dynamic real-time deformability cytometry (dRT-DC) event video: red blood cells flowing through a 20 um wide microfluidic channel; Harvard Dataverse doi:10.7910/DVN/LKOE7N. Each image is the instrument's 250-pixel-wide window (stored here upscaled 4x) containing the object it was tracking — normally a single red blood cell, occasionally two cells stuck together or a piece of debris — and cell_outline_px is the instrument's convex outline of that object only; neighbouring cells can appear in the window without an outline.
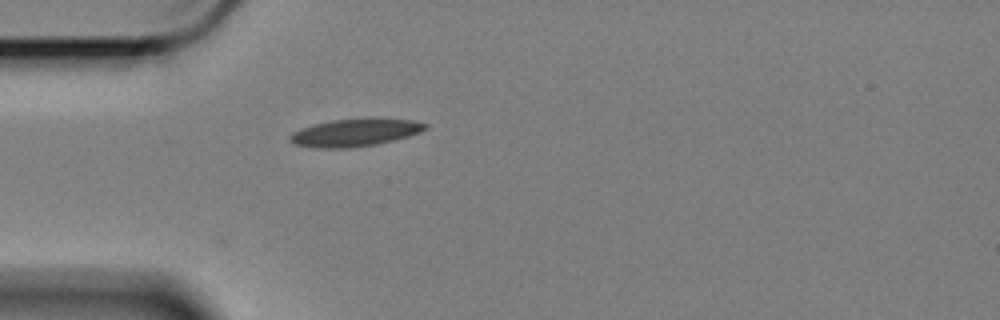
{"species": "Egyptian fruit bat (a non-hibernating species)", "species_latin": "Rousettus aegyptiacus", "temperature_condition": "cold", "stored_images_in_passage": 34, "camera_frame_rate_fps": 3000, "um_per_image_px": 0.085, "animal": {"sex": "female"}, "frame": {"image": 1, "passage_image": 1, "time_ms": 0.0, "image_size_px": [1000, 320], "cell_outline_px": [[428, 128], [420, 132], [408, 136], [376, 144], [348, 148], [324, 148], [292, 144], [288, 140], [288, 136], [292, 132], [300, 128], [312, 124], [332, 120], [372, 116], [380, 116], [412, 120], [428, 124]], "centroid_in_image_um": [30.19, 11.22], "position_along_channel_um": 54.8, "area_um2": 22.43}}
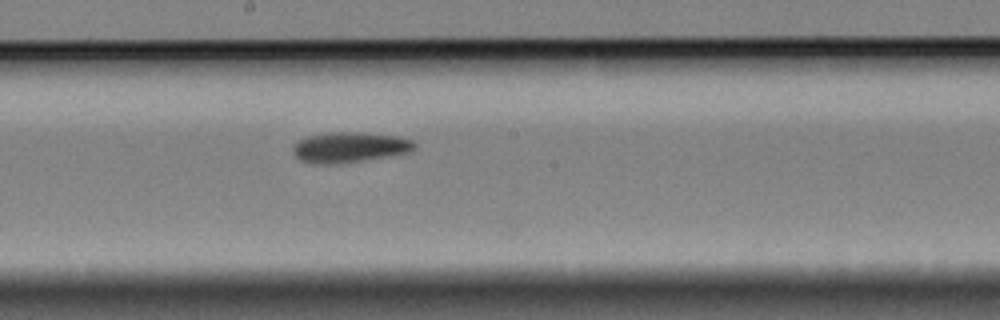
{"frame": {"image": 2, "passage_image": 16, "time_ms": 5.0, "image_size_px": [1000, 320], "cell_outline_px": [[416, 148], [408, 152], [388, 156], [336, 164], [312, 164], [300, 160], [292, 152], [292, 148], [300, 140], [308, 136], [328, 132], [360, 132], [400, 136], [412, 140], [416, 144]], "centroid_in_image_um": [29.71, 12.51], "position_along_channel_um": 218.5, "area_um2": 21.56}}
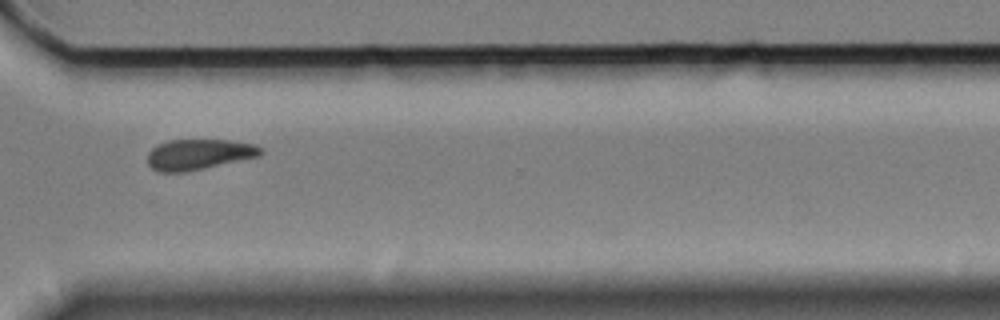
{"frame": {"image": 3, "passage_image": 28, "time_ms": 9.0, "image_size_px": [1000, 320], "cell_outline_px": [[264, 152], [260, 156], [184, 172], [160, 172], [152, 168], [148, 164], [148, 152], [152, 148], [168, 140], [228, 140], [252, 144], [264, 148]], "centroid_in_image_um": [16.91, 13.12], "position_along_channel_um": 353.7, "area_um2": 20.0}}